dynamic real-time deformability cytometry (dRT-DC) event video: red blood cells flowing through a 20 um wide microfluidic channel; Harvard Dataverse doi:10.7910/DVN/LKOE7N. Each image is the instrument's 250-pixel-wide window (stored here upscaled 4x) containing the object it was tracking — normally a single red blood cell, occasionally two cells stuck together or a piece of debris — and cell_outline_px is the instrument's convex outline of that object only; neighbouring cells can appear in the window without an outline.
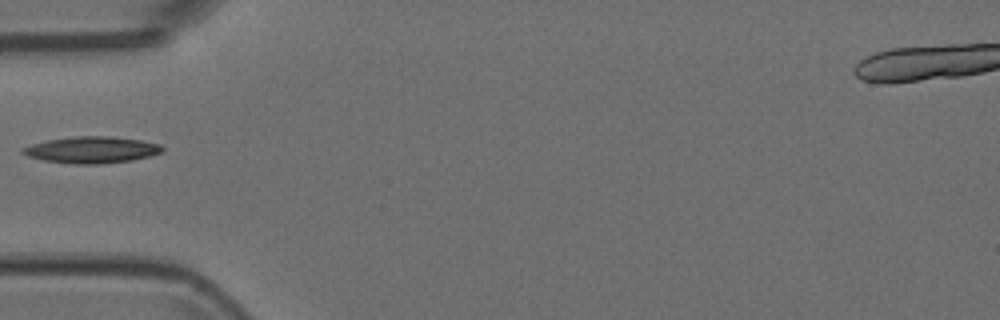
{"species": "Egyptian fruit bat (a non-hibernating species)", "species_latin": "Rousettus aegyptiacus", "temperature_condition": "room temperature", "stored_images_in_passage": 3, "camera_frame_rate_fps": 3000, "um_per_image_px": 0.085, "animal": {"sex": "female"}, "frame": {"image": 1, "passage_image": 2, "time_ms": 0.333, "image_size_px": [1000, 320], "cell_outline_px": [[164, 148], [160, 152], [148, 156], [132, 160], [100, 164], [72, 164], [44, 160], [28, 156], [20, 152], [20, 148], [32, 144], [48, 140], [72, 136], [108, 136], [140, 140], [160, 144]], "centroid_in_image_um": [7.75, 12.73], "position_along_channel_um": 77.2, "area_um2": 21.5}}
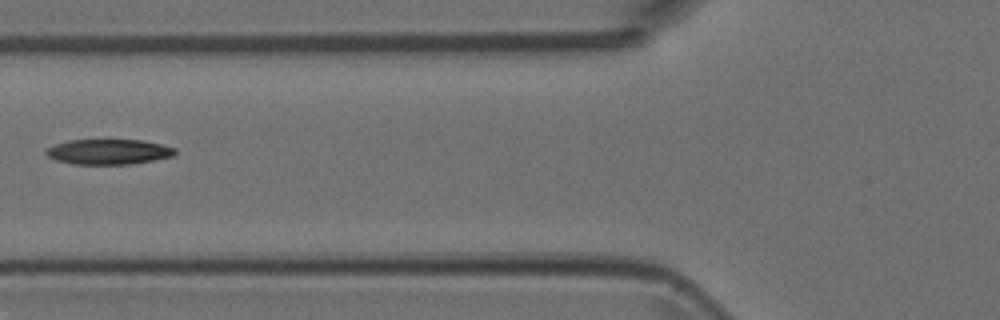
{"frame": {"image": 2, "passage_image": 3, "time_ms": 0.667, "image_size_px": [1000, 320], "cell_outline_px": [[176, 152], [172, 156], [152, 160], [128, 164], [72, 164], [56, 160], [48, 156], [44, 152], [44, 148], [68, 140], [144, 140], [176, 148]], "centroid_in_image_um": [9.18, 12.89], "position_along_channel_um": 116.6, "area_um2": 18.9}}